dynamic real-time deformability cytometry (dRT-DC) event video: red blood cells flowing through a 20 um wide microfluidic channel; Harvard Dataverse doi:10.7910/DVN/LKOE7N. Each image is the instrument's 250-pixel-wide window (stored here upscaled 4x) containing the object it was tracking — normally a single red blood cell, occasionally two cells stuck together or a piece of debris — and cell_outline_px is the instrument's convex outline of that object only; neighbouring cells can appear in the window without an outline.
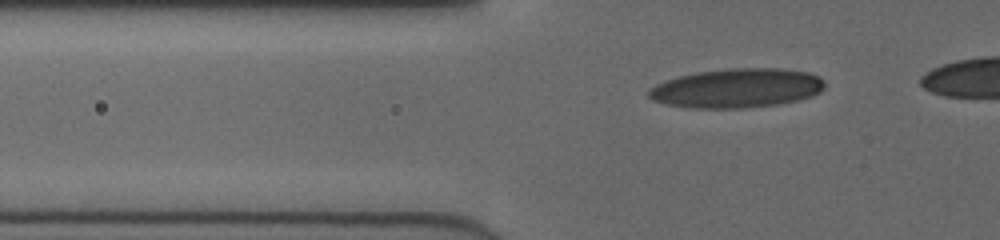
{"species": "human", "species_latin": "Homo sapiens", "temperature_condition": "cold", "stored_images_in_passage": 37, "camera_frame_rate_fps": 3000, "um_per_image_px": 0.085, "donor": {"sex": "female"}, "frame": {"image": 1, "passage_image": 8, "time_ms": 2.333, "image_size_px": [1000, 240], "cell_outline_px": [[824, 88], [820, 92], [812, 96], [796, 100], [776, 104], [740, 108], [692, 108], [668, 104], [652, 100], [648, 96], [648, 88], [664, 80], [676, 76], [696, 72], [732, 68], [780, 68], [808, 72], [820, 76], [824, 80]], "centroid_in_image_um": [62.61, 7.48], "position_along_channel_um": 63.2, "area_um2": 40.34}}
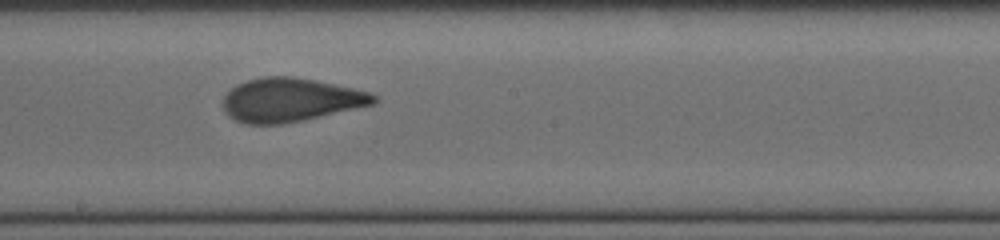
{"frame": {"image": 2, "passage_image": 21, "time_ms": 6.667, "image_size_px": [1000, 240], "cell_outline_px": [[376, 104], [304, 120], [280, 124], [244, 124], [228, 116], [224, 112], [224, 96], [236, 84], [248, 80], [264, 76], [292, 76], [316, 80], [372, 92], [376, 96]], "centroid_in_image_um": [24.7, 8.49], "position_along_channel_um": 223.5, "area_um2": 38.49}}
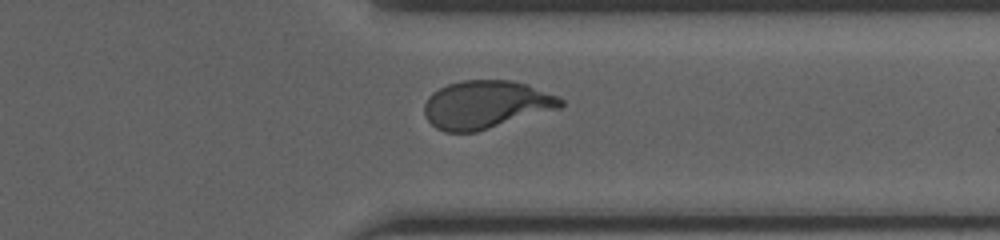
{"frame": {"image": 3, "passage_image": 32, "time_ms": 10.333, "image_size_px": [1000, 240], "cell_outline_px": [[564, 104], [560, 108], [476, 132], [444, 132], [436, 128], [428, 120], [424, 112], [424, 104], [428, 96], [432, 92], [448, 84], [460, 80], [508, 80], [524, 84], [556, 96], [564, 100]], "centroid_in_image_um": [41.26, 8.9], "position_along_channel_um": 370.1, "area_um2": 37.86}}